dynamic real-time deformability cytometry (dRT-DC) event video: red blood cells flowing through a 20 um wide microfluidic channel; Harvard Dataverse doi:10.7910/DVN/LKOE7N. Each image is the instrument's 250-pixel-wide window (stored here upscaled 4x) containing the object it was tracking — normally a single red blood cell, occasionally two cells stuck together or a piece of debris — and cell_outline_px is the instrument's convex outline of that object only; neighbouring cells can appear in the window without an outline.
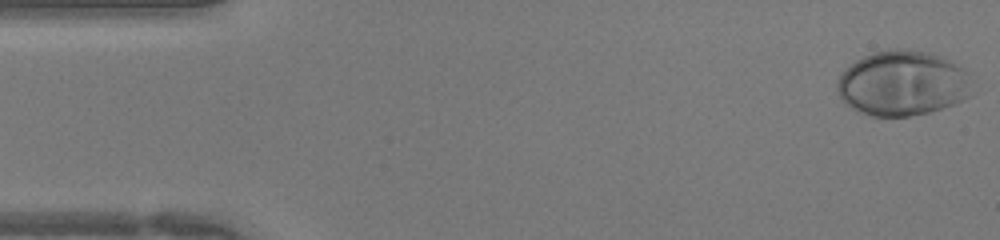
{"species": "human", "species_latin": "Homo sapiens", "temperature_condition": "warm", "stored_images_in_passage": 44, "camera_frame_rate_fps": 3000, "um_per_image_px": 0.085, "donor": {"sex": "female"}, "frame": {"image": 1, "passage_image": 1, "time_ms": 0.0, "image_size_px": [1000, 240], "cell_outline_px": [[972, 96], [952, 104], [928, 112], [908, 116], [872, 116], [860, 112], [844, 104], [836, 92], [836, 80], [856, 60], [872, 52], [888, 48], [908, 48], [928, 52], [940, 56], [964, 68], [968, 72]], "centroid_in_image_um": [76.7, 7.06], "position_along_channel_um": 8.3, "area_um2": 51.44}}
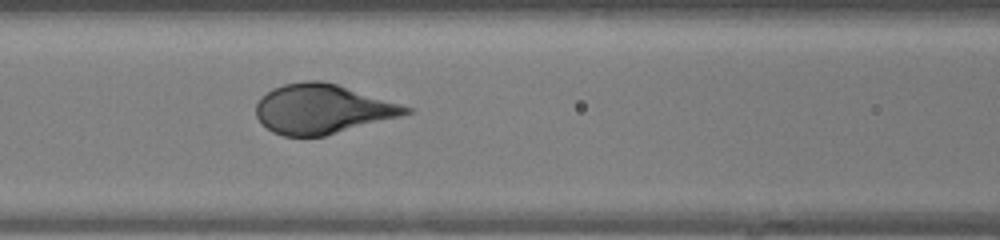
{"frame": {"image": 2, "passage_image": 18, "time_ms": 5.667, "image_size_px": [1000, 240], "cell_outline_px": [[412, 112], [400, 116], [324, 136], [284, 136], [272, 132], [256, 116], [256, 104], [260, 96], [272, 88], [284, 84], [304, 80], [320, 80], [336, 84], [412, 108]], "centroid_in_image_um": [27.34, 9.26], "position_along_channel_um": 139.3, "area_um2": 42.71}}
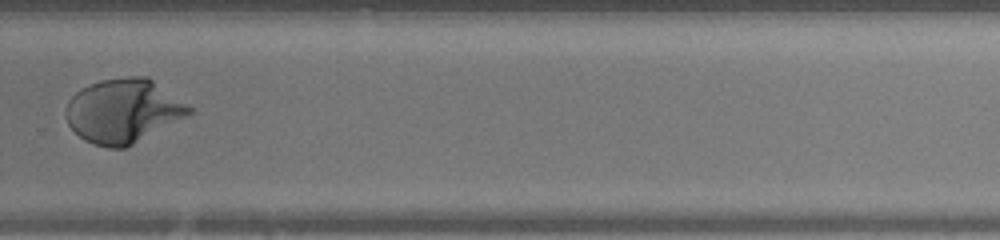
{"frame": {"image": 3, "passage_image": 30, "time_ms": 9.667, "image_size_px": [1000, 240], "cell_outline_px": [[196, 112], [124, 148], [108, 148], [84, 140], [68, 124], [64, 116], [64, 112], [68, 100], [76, 92], [88, 84], [100, 80], [128, 76], [148, 76], [196, 108]], "centroid_in_image_um": [10.52, 9.4], "position_along_channel_um": 319.3, "area_um2": 46.41}}